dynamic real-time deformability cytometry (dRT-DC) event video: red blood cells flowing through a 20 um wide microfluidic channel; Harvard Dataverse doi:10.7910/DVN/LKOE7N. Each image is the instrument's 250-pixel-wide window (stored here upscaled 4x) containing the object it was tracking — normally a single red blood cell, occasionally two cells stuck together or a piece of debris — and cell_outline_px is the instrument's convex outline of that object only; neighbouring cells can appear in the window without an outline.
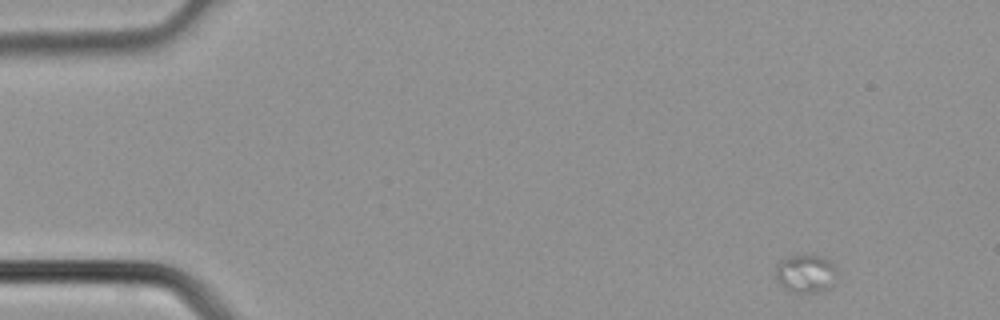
{"species": "common noctule bat (a hibernating species)", "species_latin": "Nyctalus noctula", "temperature_condition": "cold", "stored_images_in_passage": 3, "camera_frame_rate_fps": 3000, "um_per_image_px": 0.085, "animal": {"sex": "male", "body_mass_g": 21.5, "forearm_length_mm": 52.0}, "frame": {"image": 1, "passage_image": 1, "time_ms": 0.0, "image_size_px": [1000, 320], "cell_outline_px": [[836, 272], [832, 284], [828, 288], [816, 292], [788, 292], [776, 280], [776, 264], [780, 260], [792, 256], [824, 256], [836, 268]], "centroid_in_image_um": [68.45, 23.26], "position_along_channel_um": 16.6, "area_um2": 13.47}}